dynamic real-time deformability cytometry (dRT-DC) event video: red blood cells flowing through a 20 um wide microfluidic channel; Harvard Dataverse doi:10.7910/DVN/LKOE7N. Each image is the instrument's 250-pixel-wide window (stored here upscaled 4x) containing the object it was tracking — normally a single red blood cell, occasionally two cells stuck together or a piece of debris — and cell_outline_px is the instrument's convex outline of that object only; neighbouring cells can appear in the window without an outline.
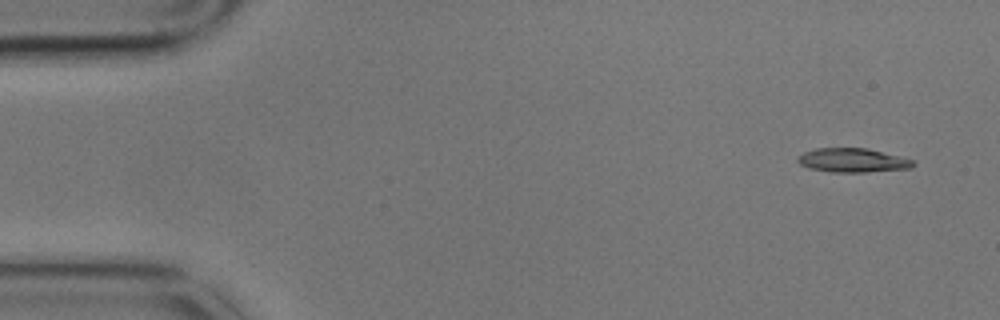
{"species": "common noctule bat (a hibernating species)", "species_latin": "Nyctalus noctula", "temperature_condition": "cold", "stored_images_in_passage": 6, "camera_frame_rate_fps": 3000, "um_per_image_px": 0.085, "animal": {"sex": "male", "body_mass_g": 17.9}, "frame": {"image": 1, "passage_image": 1, "time_ms": 0.0, "image_size_px": [1000, 320], "cell_outline_px": [[916, 164], [912, 168], [864, 172], [832, 172], [808, 168], [800, 164], [796, 160], [796, 156], [804, 152], [816, 148], [868, 148], [900, 156], [912, 160]], "centroid_in_image_um": [72.45, 13.62], "position_along_channel_um": 12.5, "area_um2": 16.24}}
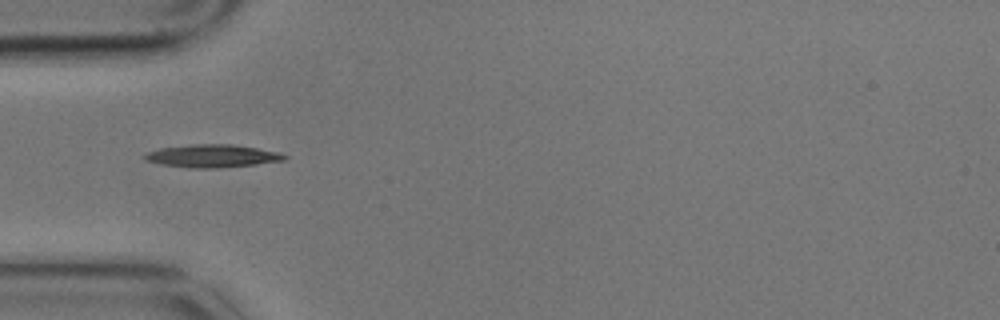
{"frame": {"image": 2, "passage_image": 5, "time_ms": 1.333, "image_size_px": [1000, 320], "cell_outline_px": [[288, 156], [284, 160], [256, 164], [216, 168], [192, 168], [160, 164], [144, 160], [144, 156], [148, 152], [160, 148], [196, 144], [232, 144], [280, 152]], "centroid_in_image_um": [18.05, 13.26], "position_along_channel_um": 67.0, "area_um2": 18.44}}